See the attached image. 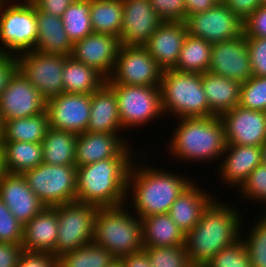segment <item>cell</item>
<instances>
[{
    "instance_id": "cell-29",
    "label": "cell",
    "mask_w": 266,
    "mask_h": 267,
    "mask_svg": "<svg viewBox=\"0 0 266 267\" xmlns=\"http://www.w3.org/2000/svg\"><path fill=\"white\" fill-rule=\"evenodd\" d=\"M144 248L185 245V233L168 213L141 218Z\"/></svg>"
},
{
    "instance_id": "cell-30",
    "label": "cell",
    "mask_w": 266,
    "mask_h": 267,
    "mask_svg": "<svg viewBox=\"0 0 266 267\" xmlns=\"http://www.w3.org/2000/svg\"><path fill=\"white\" fill-rule=\"evenodd\" d=\"M0 152L6 173L23 174L43 163L42 143L2 141Z\"/></svg>"
},
{
    "instance_id": "cell-57",
    "label": "cell",
    "mask_w": 266,
    "mask_h": 267,
    "mask_svg": "<svg viewBox=\"0 0 266 267\" xmlns=\"http://www.w3.org/2000/svg\"><path fill=\"white\" fill-rule=\"evenodd\" d=\"M108 267H123V266H122L121 260H116L114 263H112Z\"/></svg>"
},
{
    "instance_id": "cell-58",
    "label": "cell",
    "mask_w": 266,
    "mask_h": 267,
    "mask_svg": "<svg viewBox=\"0 0 266 267\" xmlns=\"http://www.w3.org/2000/svg\"><path fill=\"white\" fill-rule=\"evenodd\" d=\"M265 205H266V203H265ZM266 210V209H265ZM265 210H263L264 212H262L263 214H260V215H262L261 217L263 218V219H265L266 220V211ZM265 213V214H264Z\"/></svg>"
},
{
    "instance_id": "cell-42",
    "label": "cell",
    "mask_w": 266,
    "mask_h": 267,
    "mask_svg": "<svg viewBox=\"0 0 266 267\" xmlns=\"http://www.w3.org/2000/svg\"><path fill=\"white\" fill-rule=\"evenodd\" d=\"M240 198H246L253 203H266V166H257L248 176L247 180L238 188ZM250 199V200H249Z\"/></svg>"
},
{
    "instance_id": "cell-45",
    "label": "cell",
    "mask_w": 266,
    "mask_h": 267,
    "mask_svg": "<svg viewBox=\"0 0 266 267\" xmlns=\"http://www.w3.org/2000/svg\"><path fill=\"white\" fill-rule=\"evenodd\" d=\"M162 21L184 22L186 19L184 0H149Z\"/></svg>"
},
{
    "instance_id": "cell-21",
    "label": "cell",
    "mask_w": 266,
    "mask_h": 267,
    "mask_svg": "<svg viewBox=\"0 0 266 267\" xmlns=\"http://www.w3.org/2000/svg\"><path fill=\"white\" fill-rule=\"evenodd\" d=\"M0 199L23 225L46 207L29 188L22 174L3 175L0 182Z\"/></svg>"
},
{
    "instance_id": "cell-11",
    "label": "cell",
    "mask_w": 266,
    "mask_h": 267,
    "mask_svg": "<svg viewBox=\"0 0 266 267\" xmlns=\"http://www.w3.org/2000/svg\"><path fill=\"white\" fill-rule=\"evenodd\" d=\"M68 56L26 51L16 56L18 70L48 101L64 93L62 74Z\"/></svg>"
},
{
    "instance_id": "cell-43",
    "label": "cell",
    "mask_w": 266,
    "mask_h": 267,
    "mask_svg": "<svg viewBox=\"0 0 266 267\" xmlns=\"http://www.w3.org/2000/svg\"><path fill=\"white\" fill-rule=\"evenodd\" d=\"M23 224L10 212L0 199V242L22 244Z\"/></svg>"
},
{
    "instance_id": "cell-5",
    "label": "cell",
    "mask_w": 266,
    "mask_h": 267,
    "mask_svg": "<svg viewBox=\"0 0 266 267\" xmlns=\"http://www.w3.org/2000/svg\"><path fill=\"white\" fill-rule=\"evenodd\" d=\"M127 206L98 208L94 223L92 242L117 260L144 248L142 221Z\"/></svg>"
},
{
    "instance_id": "cell-13",
    "label": "cell",
    "mask_w": 266,
    "mask_h": 267,
    "mask_svg": "<svg viewBox=\"0 0 266 267\" xmlns=\"http://www.w3.org/2000/svg\"><path fill=\"white\" fill-rule=\"evenodd\" d=\"M184 23L189 35L211 44L243 34V22L222 1L205 12L188 16Z\"/></svg>"
},
{
    "instance_id": "cell-1",
    "label": "cell",
    "mask_w": 266,
    "mask_h": 267,
    "mask_svg": "<svg viewBox=\"0 0 266 267\" xmlns=\"http://www.w3.org/2000/svg\"><path fill=\"white\" fill-rule=\"evenodd\" d=\"M134 159L127 181L126 204H132L130 210L141 218L154 214H165L170 210L173 202L193 182L189 176L177 175L171 170L155 168L146 165L142 159L144 152H139ZM137 162V163H136ZM189 177V178H188ZM130 192V193H129ZM130 194V195H129ZM130 199V200H129ZM129 200V201H128Z\"/></svg>"
},
{
    "instance_id": "cell-34",
    "label": "cell",
    "mask_w": 266,
    "mask_h": 267,
    "mask_svg": "<svg viewBox=\"0 0 266 267\" xmlns=\"http://www.w3.org/2000/svg\"><path fill=\"white\" fill-rule=\"evenodd\" d=\"M212 44L187 33L176 66L179 72L203 74L211 61Z\"/></svg>"
},
{
    "instance_id": "cell-10",
    "label": "cell",
    "mask_w": 266,
    "mask_h": 267,
    "mask_svg": "<svg viewBox=\"0 0 266 267\" xmlns=\"http://www.w3.org/2000/svg\"><path fill=\"white\" fill-rule=\"evenodd\" d=\"M55 208L58 216V237L52 253L55 257L92 242L99 207L74 201Z\"/></svg>"
},
{
    "instance_id": "cell-19",
    "label": "cell",
    "mask_w": 266,
    "mask_h": 267,
    "mask_svg": "<svg viewBox=\"0 0 266 267\" xmlns=\"http://www.w3.org/2000/svg\"><path fill=\"white\" fill-rule=\"evenodd\" d=\"M123 23L120 44L144 46L163 22L149 0H122Z\"/></svg>"
},
{
    "instance_id": "cell-48",
    "label": "cell",
    "mask_w": 266,
    "mask_h": 267,
    "mask_svg": "<svg viewBox=\"0 0 266 267\" xmlns=\"http://www.w3.org/2000/svg\"><path fill=\"white\" fill-rule=\"evenodd\" d=\"M242 22L261 6L260 0H221Z\"/></svg>"
},
{
    "instance_id": "cell-31",
    "label": "cell",
    "mask_w": 266,
    "mask_h": 267,
    "mask_svg": "<svg viewBox=\"0 0 266 267\" xmlns=\"http://www.w3.org/2000/svg\"><path fill=\"white\" fill-rule=\"evenodd\" d=\"M62 81L64 93L77 94H91L106 83V79L99 72L76 61L72 56L65 60Z\"/></svg>"
},
{
    "instance_id": "cell-47",
    "label": "cell",
    "mask_w": 266,
    "mask_h": 267,
    "mask_svg": "<svg viewBox=\"0 0 266 267\" xmlns=\"http://www.w3.org/2000/svg\"><path fill=\"white\" fill-rule=\"evenodd\" d=\"M17 267H58V258L50 253L23 251Z\"/></svg>"
},
{
    "instance_id": "cell-33",
    "label": "cell",
    "mask_w": 266,
    "mask_h": 267,
    "mask_svg": "<svg viewBox=\"0 0 266 267\" xmlns=\"http://www.w3.org/2000/svg\"><path fill=\"white\" fill-rule=\"evenodd\" d=\"M90 18L94 32L115 36L120 40L122 0H90Z\"/></svg>"
},
{
    "instance_id": "cell-49",
    "label": "cell",
    "mask_w": 266,
    "mask_h": 267,
    "mask_svg": "<svg viewBox=\"0 0 266 267\" xmlns=\"http://www.w3.org/2000/svg\"><path fill=\"white\" fill-rule=\"evenodd\" d=\"M18 70L17 58L10 54H0V96L7 87L9 79Z\"/></svg>"
},
{
    "instance_id": "cell-41",
    "label": "cell",
    "mask_w": 266,
    "mask_h": 267,
    "mask_svg": "<svg viewBox=\"0 0 266 267\" xmlns=\"http://www.w3.org/2000/svg\"><path fill=\"white\" fill-rule=\"evenodd\" d=\"M203 267H252L242 237L220 250Z\"/></svg>"
},
{
    "instance_id": "cell-37",
    "label": "cell",
    "mask_w": 266,
    "mask_h": 267,
    "mask_svg": "<svg viewBox=\"0 0 266 267\" xmlns=\"http://www.w3.org/2000/svg\"><path fill=\"white\" fill-rule=\"evenodd\" d=\"M61 18L73 44L94 32L90 18V0H75Z\"/></svg>"
},
{
    "instance_id": "cell-20",
    "label": "cell",
    "mask_w": 266,
    "mask_h": 267,
    "mask_svg": "<svg viewBox=\"0 0 266 267\" xmlns=\"http://www.w3.org/2000/svg\"><path fill=\"white\" fill-rule=\"evenodd\" d=\"M120 45L119 38L115 36L92 32L73 44L71 56L108 80L114 70Z\"/></svg>"
},
{
    "instance_id": "cell-22",
    "label": "cell",
    "mask_w": 266,
    "mask_h": 267,
    "mask_svg": "<svg viewBox=\"0 0 266 267\" xmlns=\"http://www.w3.org/2000/svg\"><path fill=\"white\" fill-rule=\"evenodd\" d=\"M222 157L219 167L216 168L219 171L218 177L223 184H227V188L231 185V189H237L261 165V147L226 144Z\"/></svg>"
},
{
    "instance_id": "cell-12",
    "label": "cell",
    "mask_w": 266,
    "mask_h": 267,
    "mask_svg": "<svg viewBox=\"0 0 266 267\" xmlns=\"http://www.w3.org/2000/svg\"><path fill=\"white\" fill-rule=\"evenodd\" d=\"M163 69L144 46L120 45L107 84L160 86Z\"/></svg>"
},
{
    "instance_id": "cell-28",
    "label": "cell",
    "mask_w": 266,
    "mask_h": 267,
    "mask_svg": "<svg viewBox=\"0 0 266 267\" xmlns=\"http://www.w3.org/2000/svg\"><path fill=\"white\" fill-rule=\"evenodd\" d=\"M202 85L210 111L221 116L239 105L240 86L238 81L211 73L202 74Z\"/></svg>"
},
{
    "instance_id": "cell-6",
    "label": "cell",
    "mask_w": 266,
    "mask_h": 267,
    "mask_svg": "<svg viewBox=\"0 0 266 267\" xmlns=\"http://www.w3.org/2000/svg\"><path fill=\"white\" fill-rule=\"evenodd\" d=\"M160 91L165 117L172 114L176 119L215 116L203 90L202 74L163 70Z\"/></svg>"
},
{
    "instance_id": "cell-40",
    "label": "cell",
    "mask_w": 266,
    "mask_h": 267,
    "mask_svg": "<svg viewBox=\"0 0 266 267\" xmlns=\"http://www.w3.org/2000/svg\"><path fill=\"white\" fill-rule=\"evenodd\" d=\"M239 106L266 112V77L252 76L241 84Z\"/></svg>"
},
{
    "instance_id": "cell-4",
    "label": "cell",
    "mask_w": 266,
    "mask_h": 267,
    "mask_svg": "<svg viewBox=\"0 0 266 267\" xmlns=\"http://www.w3.org/2000/svg\"><path fill=\"white\" fill-rule=\"evenodd\" d=\"M166 145L169 155L185 163L219 162L226 147L224 124L219 116L180 118Z\"/></svg>"
},
{
    "instance_id": "cell-44",
    "label": "cell",
    "mask_w": 266,
    "mask_h": 267,
    "mask_svg": "<svg viewBox=\"0 0 266 267\" xmlns=\"http://www.w3.org/2000/svg\"><path fill=\"white\" fill-rule=\"evenodd\" d=\"M252 76L266 77V38L246 37Z\"/></svg>"
},
{
    "instance_id": "cell-27",
    "label": "cell",
    "mask_w": 266,
    "mask_h": 267,
    "mask_svg": "<svg viewBox=\"0 0 266 267\" xmlns=\"http://www.w3.org/2000/svg\"><path fill=\"white\" fill-rule=\"evenodd\" d=\"M36 21L38 35L34 50L71 56L73 43L64 29L62 18L36 9Z\"/></svg>"
},
{
    "instance_id": "cell-8",
    "label": "cell",
    "mask_w": 266,
    "mask_h": 267,
    "mask_svg": "<svg viewBox=\"0 0 266 267\" xmlns=\"http://www.w3.org/2000/svg\"><path fill=\"white\" fill-rule=\"evenodd\" d=\"M118 101V113L123 131L137 129L164 117L160 86L108 84Z\"/></svg>"
},
{
    "instance_id": "cell-56",
    "label": "cell",
    "mask_w": 266,
    "mask_h": 267,
    "mask_svg": "<svg viewBox=\"0 0 266 267\" xmlns=\"http://www.w3.org/2000/svg\"><path fill=\"white\" fill-rule=\"evenodd\" d=\"M5 169H4V165H3V160H2V155L0 152V182L2 180L3 175L5 174Z\"/></svg>"
},
{
    "instance_id": "cell-51",
    "label": "cell",
    "mask_w": 266,
    "mask_h": 267,
    "mask_svg": "<svg viewBox=\"0 0 266 267\" xmlns=\"http://www.w3.org/2000/svg\"><path fill=\"white\" fill-rule=\"evenodd\" d=\"M36 6L38 11H43L48 14L62 17L64 11L75 1V0H31Z\"/></svg>"
},
{
    "instance_id": "cell-9",
    "label": "cell",
    "mask_w": 266,
    "mask_h": 267,
    "mask_svg": "<svg viewBox=\"0 0 266 267\" xmlns=\"http://www.w3.org/2000/svg\"><path fill=\"white\" fill-rule=\"evenodd\" d=\"M46 207L76 201V166L41 163L22 174Z\"/></svg>"
},
{
    "instance_id": "cell-7",
    "label": "cell",
    "mask_w": 266,
    "mask_h": 267,
    "mask_svg": "<svg viewBox=\"0 0 266 267\" xmlns=\"http://www.w3.org/2000/svg\"><path fill=\"white\" fill-rule=\"evenodd\" d=\"M36 6L31 0H5L0 5V54L17 56L36 47Z\"/></svg>"
},
{
    "instance_id": "cell-35",
    "label": "cell",
    "mask_w": 266,
    "mask_h": 267,
    "mask_svg": "<svg viewBox=\"0 0 266 267\" xmlns=\"http://www.w3.org/2000/svg\"><path fill=\"white\" fill-rule=\"evenodd\" d=\"M49 128L46 111L32 117L8 120L4 122L2 141L42 143Z\"/></svg>"
},
{
    "instance_id": "cell-23",
    "label": "cell",
    "mask_w": 266,
    "mask_h": 267,
    "mask_svg": "<svg viewBox=\"0 0 266 267\" xmlns=\"http://www.w3.org/2000/svg\"><path fill=\"white\" fill-rule=\"evenodd\" d=\"M186 35L184 22L163 21L144 47L163 70L173 69Z\"/></svg>"
},
{
    "instance_id": "cell-53",
    "label": "cell",
    "mask_w": 266,
    "mask_h": 267,
    "mask_svg": "<svg viewBox=\"0 0 266 267\" xmlns=\"http://www.w3.org/2000/svg\"><path fill=\"white\" fill-rule=\"evenodd\" d=\"M120 260L123 267H151L149 256L144 249L125 256Z\"/></svg>"
},
{
    "instance_id": "cell-54",
    "label": "cell",
    "mask_w": 266,
    "mask_h": 267,
    "mask_svg": "<svg viewBox=\"0 0 266 267\" xmlns=\"http://www.w3.org/2000/svg\"><path fill=\"white\" fill-rule=\"evenodd\" d=\"M261 164L266 166V143L261 146Z\"/></svg>"
},
{
    "instance_id": "cell-46",
    "label": "cell",
    "mask_w": 266,
    "mask_h": 267,
    "mask_svg": "<svg viewBox=\"0 0 266 267\" xmlns=\"http://www.w3.org/2000/svg\"><path fill=\"white\" fill-rule=\"evenodd\" d=\"M245 37L266 38V5H261L243 22Z\"/></svg>"
},
{
    "instance_id": "cell-2",
    "label": "cell",
    "mask_w": 266,
    "mask_h": 267,
    "mask_svg": "<svg viewBox=\"0 0 266 267\" xmlns=\"http://www.w3.org/2000/svg\"><path fill=\"white\" fill-rule=\"evenodd\" d=\"M229 204L216 197L204 210L199 222L185 235V248L193 267H203L220 250L241 237L245 227L244 213Z\"/></svg>"
},
{
    "instance_id": "cell-52",
    "label": "cell",
    "mask_w": 266,
    "mask_h": 267,
    "mask_svg": "<svg viewBox=\"0 0 266 267\" xmlns=\"http://www.w3.org/2000/svg\"><path fill=\"white\" fill-rule=\"evenodd\" d=\"M221 0H184L186 18L213 8Z\"/></svg>"
},
{
    "instance_id": "cell-17",
    "label": "cell",
    "mask_w": 266,
    "mask_h": 267,
    "mask_svg": "<svg viewBox=\"0 0 266 267\" xmlns=\"http://www.w3.org/2000/svg\"><path fill=\"white\" fill-rule=\"evenodd\" d=\"M226 144L262 146L266 143V112L239 105L220 116Z\"/></svg>"
},
{
    "instance_id": "cell-50",
    "label": "cell",
    "mask_w": 266,
    "mask_h": 267,
    "mask_svg": "<svg viewBox=\"0 0 266 267\" xmlns=\"http://www.w3.org/2000/svg\"><path fill=\"white\" fill-rule=\"evenodd\" d=\"M22 252V244L0 242V267H17Z\"/></svg>"
},
{
    "instance_id": "cell-25",
    "label": "cell",
    "mask_w": 266,
    "mask_h": 267,
    "mask_svg": "<svg viewBox=\"0 0 266 267\" xmlns=\"http://www.w3.org/2000/svg\"><path fill=\"white\" fill-rule=\"evenodd\" d=\"M192 182L173 202L168 214L185 233L191 231L199 222L202 213L216 196ZM205 190V191H204Z\"/></svg>"
},
{
    "instance_id": "cell-39",
    "label": "cell",
    "mask_w": 266,
    "mask_h": 267,
    "mask_svg": "<svg viewBox=\"0 0 266 267\" xmlns=\"http://www.w3.org/2000/svg\"><path fill=\"white\" fill-rule=\"evenodd\" d=\"M151 267H193L188 259L185 245L143 248Z\"/></svg>"
},
{
    "instance_id": "cell-38",
    "label": "cell",
    "mask_w": 266,
    "mask_h": 267,
    "mask_svg": "<svg viewBox=\"0 0 266 267\" xmlns=\"http://www.w3.org/2000/svg\"><path fill=\"white\" fill-rule=\"evenodd\" d=\"M258 217L257 222L253 221V227L245 231L248 234L244 236L241 232V237L252 267H266V220L261 215Z\"/></svg>"
},
{
    "instance_id": "cell-36",
    "label": "cell",
    "mask_w": 266,
    "mask_h": 267,
    "mask_svg": "<svg viewBox=\"0 0 266 267\" xmlns=\"http://www.w3.org/2000/svg\"><path fill=\"white\" fill-rule=\"evenodd\" d=\"M117 259L105 248L91 242L58 257V267H108Z\"/></svg>"
},
{
    "instance_id": "cell-3",
    "label": "cell",
    "mask_w": 266,
    "mask_h": 267,
    "mask_svg": "<svg viewBox=\"0 0 266 267\" xmlns=\"http://www.w3.org/2000/svg\"><path fill=\"white\" fill-rule=\"evenodd\" d=\"M135 157H113L76 167V201L99 208L126 203L128 174Z\"/></svg>"
},
{
    "instance_id": "cell-32",
    "label": "cell",
    "mask_w": 266,
    "mask_h": 267,
    "mask_svg": "<svg viewBox=\"0 0 266 267\" xmlns=\"http://www.w3.org/2000/svg\"><path fill=\"white\" fill-rule=\"evenodd\" d=\"M78 135L51 127L42 141L43 163L75 165V149Z\"/></svg>"
},
{
    "instance_id": "cell-15",
    "label": "cell",
    "mask_w": 266,
    "mask_h": 267,
    "mask_svg": "<svg viewBox=\"0 0 266 267\" xmlns=\"http://www.w3.org/2000/svg\"><path fill=\"white\" fill-rule=\"evenodd\" d=\"M90 110L91 94L62 93L46 101L49 126L77 135L87 131Z\"/></svg>"
},
{
    "instance_id": "cell-55",
    "label": "cell",
    "mask_w": 266,
    "mask_h": 267,
    "mask_svg": "<svg viewBox=\"0 0 266 267\" xmlns=\"http://www.w3.org/2000/svg\"><path fill=\"white\" fill-rule=\"evenodd\" d=\"M3 132H4V121L2 119V115L0 114V149L2 146Z\"/></svg>"
},
{
    "instance_id": "cell-59",
    "label": "cell",
    "mask_w": 266,
    "mask_h": 267,
    "mask_svg": "<svg viewBox=\"0 0 266 267\" xmlns=\"http://www.w3.org/2000/svg\"><path fill=\"white\" fill-rule=\"evenodd\" d=\"M261 5H266V0H260Z\"/></svg>"
},
{
    "instance_id": "cell-14",
    "label": "cell",
    "mask_w": 266,
    "mask_h": 267,
    "mask_svg": "<svg viewBox=\"0 0 266 267\" xmlns=\"http://www.w3.org/2000/svg\"><path fill=\"white\" fill-rule=\"evenodd\" d=\"M45 111L46 100L17 70L0 96V114L3 121L32 117Z\"/></svg>"
},
{
    "instance_id": "cell-26",
    "label": "cell",
    "mask_w": 266,
    "mask_h": 267,
    "mask_svg": "<svg viewBox=\"0 0 266 267\" xmlns=\"http://www.w3.org/2000/svg\"><path fill=\"white\" fill-rule=\"evenodd\" d=\"M115 91L105 83L91 93V110L87 131L91 133H123Z\"/></svg>"
},
{
    "instance_id": "cell-24",
    "label": "cell",
    "mask_w": 266,
    "mask_h": 267,
    "mask_svg": "<svg viewBox=\"0 0 266 267\" xmlns=\"http://www.w3.org/2000/svg\"><path fill=\"white\" fill-rule=\"evenodd\" d=\"M58 237V216L55 207H45L23 225V251L52 254Z\"/></svg>"
},
{
    "instance_id": "cell-18",
    "label": "cell",
    "mask_w": 266,
    "mask_h": 267,
    "mask_svg": "<svg viewBox=\"0 0 266 267\" xmlns=\"http://www.w3.org/2000/svg\"><path fill=\"white\" fill-rule=\"evenodd\" d=\"M120 133H91L78 134L76 140L75 166L81 167L86 164L113 157H135L133 145L129 144Z\"/></svg>"
},
{
    "instance_id": "cell-16",
    "label": "cell",
    "mask_w": 266,
    "mask_h": 267,
    "mask_svg": "<svg viewBox=\"0 0 266 267\" xmlns=\"http://www.w3.org/2000/svg\"><path fill=\"white\" fill-rule=\"evenodd\" d=\"M208 71L239 83L252 77V67L244 34L212 44Z\"/></svg>"
}]
</instances>
